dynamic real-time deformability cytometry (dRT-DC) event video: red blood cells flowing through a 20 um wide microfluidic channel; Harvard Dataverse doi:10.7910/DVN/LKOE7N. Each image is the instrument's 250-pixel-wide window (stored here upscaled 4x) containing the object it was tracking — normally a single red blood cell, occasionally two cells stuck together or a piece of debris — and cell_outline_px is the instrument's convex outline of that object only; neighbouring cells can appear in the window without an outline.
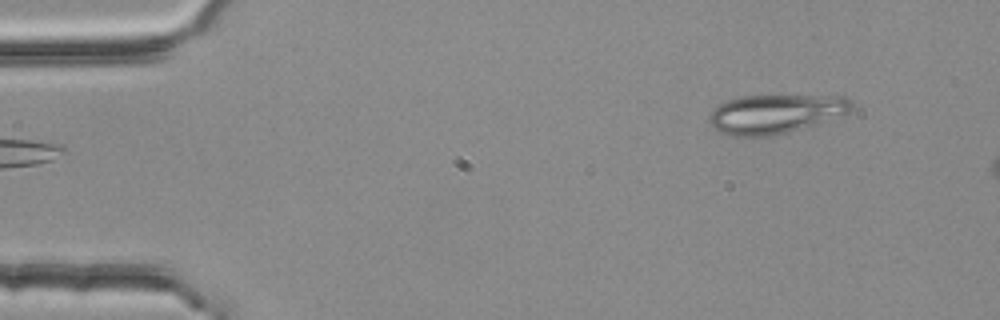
{"species": "common noctule bat (a hibernating species)", "species_latin": "Nyctalus noctula", "temperature_condition": "room temperature", "stored_images_in_passage": 4, "camera_frame_rate_fps": 3000, "um_per_image_px": 0.085, "animal": {"sex": "female", "body_mass_g": 25.1}, "frame": {"image": 1, "passage_image": 4, "time_ms": 1.0, "image_size_px": [1000, 320], "cell_outline_px": [[852, 108], [848, 112], [804, 128], [772, 136], [728, 136], [720, 132], [708, 120], [708, 116], [712, 108], [728, 100], [744, 96], [844, 96], [852, 104]], "centroid_in_image_um": [65.85, 9.69], "position_along_channel_um": 19.1, "area_um2": 32.02}}